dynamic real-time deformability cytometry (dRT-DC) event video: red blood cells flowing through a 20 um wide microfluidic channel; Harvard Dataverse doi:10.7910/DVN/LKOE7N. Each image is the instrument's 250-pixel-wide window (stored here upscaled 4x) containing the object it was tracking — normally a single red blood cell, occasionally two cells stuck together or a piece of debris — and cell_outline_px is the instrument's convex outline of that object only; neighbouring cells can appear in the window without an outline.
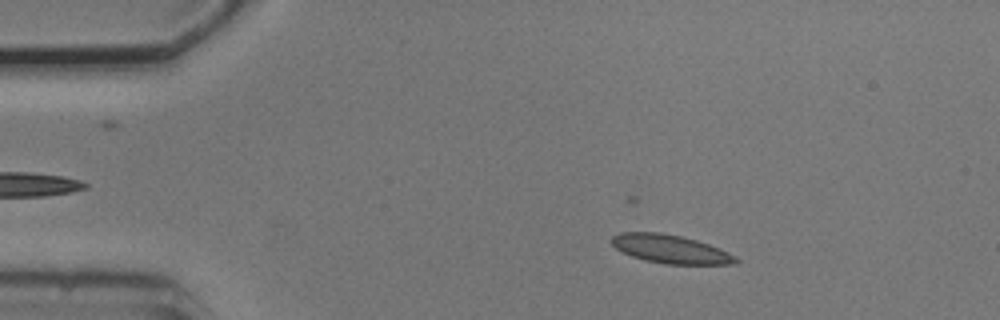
{"species": "common noctule bat (a hibernating species)", "species_latin": "Nyctalus noctula", "temperature_condition": "cold", "stored_images_in_passage": 54, "camera_frame_rate_fps": 3000, "um_per_image_px": 0.085, "animal": {"sex": "male", "body_mass_g": 20.5, "forearm_length_mm": 52.5}, "frame": {"image": 1, "passage_image": 9, "time_ms": 2.667, "image_size_px": [1000, 320], "cell_outline_px": [[736, 260], [724, 264], [672, 264], [648, 260], [624, 252], [612, 244], [612, 240], [616, 236], [628, 232], [652, 232], [676, 236], [692, 240], [716, 248], [724, 252]], "centroid_in_image_um": [56.9, 21.17], "position_along_channel_um": 28.1, "area_um2": 18.79}}
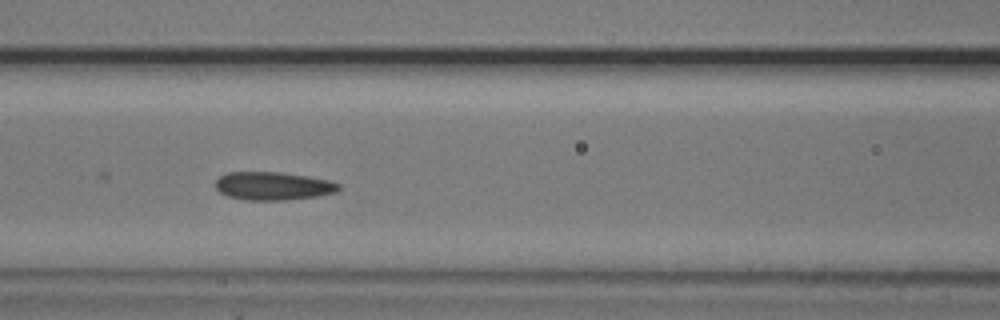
{"frame": {"image": 2, "passage_image": 23, "time_ms": 7.333, "image_size_px": [1000, 320], "cell_outline_px": [[336, 188], [328, 192], [308, 196], [232, 196], [224, 192], [216, 184], [216, 180], [220, 176], [232, 172], [268, 172], [300, 176], [324, 180], [336, 184]], "centroid_in_image_um": [23.09, 15.7], "position_along_channel_um": 143.5, "area_um2": 16.88}}
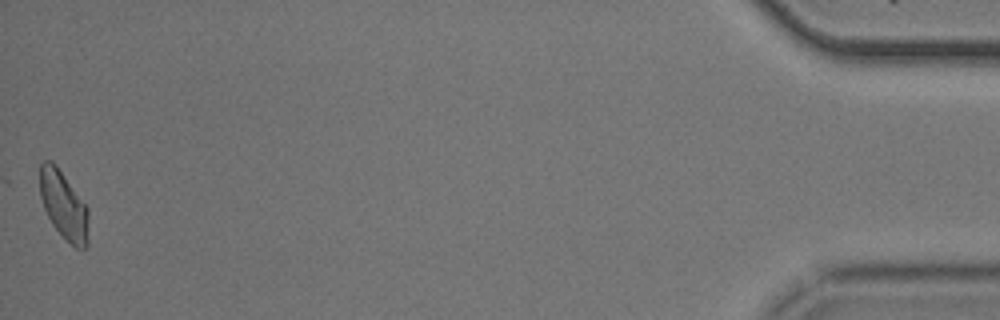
{"frame": {"image": 3, "passage_image": 54, "time_ms": 17.667, "image_size_px": [1000, 320], "cell_outline_px": [[84, 248], [72, 244], [56, 228], [48, 216], [40, 192], [40, 164], [48, 160], [60, 172], [84, 204]], "centroid_in_image_um": [5.3, 17.36], "position_along_channel_um": 429.9, "area_um2": 16.88}, "authors_computed_cell_mechanics": {"area_um2": 17.918, "velocity_mm_per_s": 3.6995, "shape_relaxation_time_tau1_ms": null, "shape_relaxation_time_tau2_ms": 3.1122, "deformation_change_tau1": null, "deformation_change_tau2": 0.0848}}